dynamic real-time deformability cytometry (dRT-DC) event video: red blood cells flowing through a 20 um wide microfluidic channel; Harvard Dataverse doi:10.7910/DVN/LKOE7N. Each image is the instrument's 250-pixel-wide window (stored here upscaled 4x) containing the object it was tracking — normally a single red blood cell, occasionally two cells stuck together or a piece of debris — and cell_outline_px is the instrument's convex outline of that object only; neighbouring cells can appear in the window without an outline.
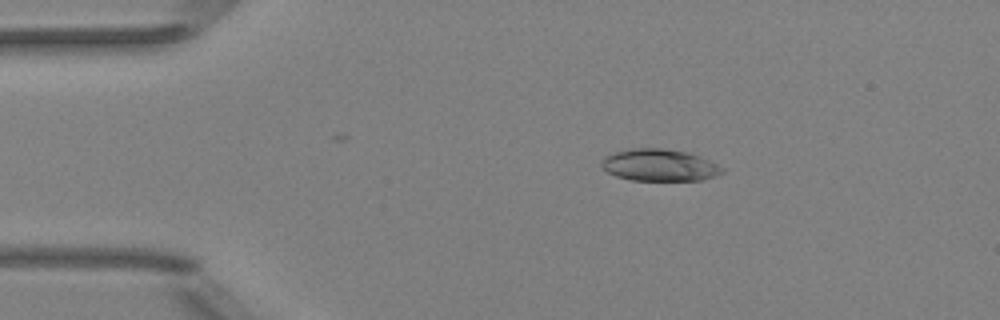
{"species": "Egyptian fruit bat (a non-hibernating species)", "species_latin": "Rousettus aegyptiacus", "temperature_condition": "room temperature", "stored_images_in_passage": 41, "camera_frame_rate_fps": 3000, "um_per_image_px": 0.085, "animal": {"sex": "female"}, "frame": {"image": 1, "passage_image": 1, "time_ms": 0.0, "image_size_px": [1000, 320], "cell_outline_px": [[724, 172], [716, 176], [700, 180], [632, 180], [616, 176], [608, 172], [600, 164], [604, 156], [612, 152], [632, 148], [664, 148], [688, 152], [700, 156], [724, 168]], "centroid_in_image_um": [56.04, 14.02], "position_along_channel_um": 29.0, "area_um2": 22.54}}
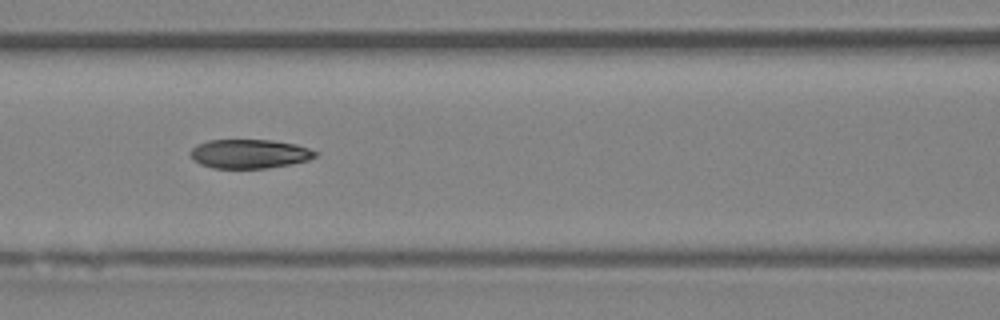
{"frame": {"image": 2, "passage_image": 14, "time_ms": 4.333, "image_size_px": [1000, 320], "cell_outline_px": [[320, 152], [316, 156], [308, 160], [292, 164], [268, 168], [212, 168], [200, 164], [192, 160], [192, 148], [196, 144], [208, 140], [272, 140], [296, 144]], "centroid_in_image_um": [21.22, 13.07], "position_along_channel_um": 145.4, "area_um2": 21.27}}
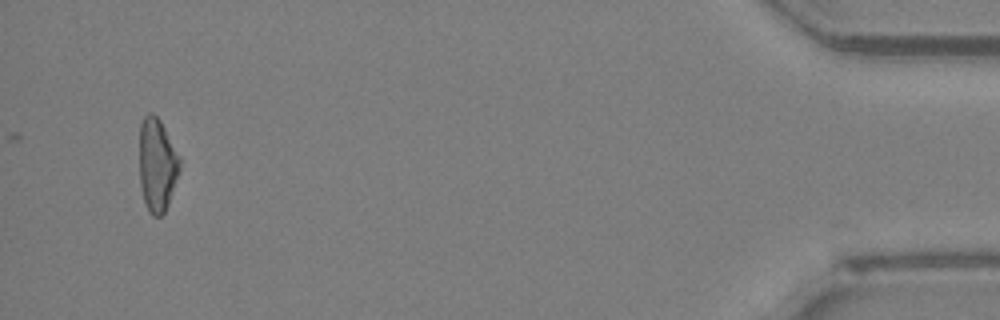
{"frame": {"image": 3, "passage_image": 41, "time_ms": 13.333, "image_size_px": [1000, 320], "cell_outline_px": [[180, 164], [168, 204], [164, 212], [160, 216], [152, 216], [148, 212], [144, 200], [140, 184], [140, 124], [144, 116], [148, 112], [152, 112], [160, 120], [180, 156]], "centroid_in_image_um": [13.34, 13.99], "position_along_channel_um": 421.9, "area_um2": 21.68}, "authors_computed_cell_mechanics": {"area_um2": 21.675, "velocity_mm_per_s": 3.9942, "shape_relaxation_time_tau1_ms": 10.0583, "shape_relaxation_time_tau2_ms": 3.6882, "deformation_change_tau1": 0.2502, "deformation_change_tau2": 0.0858}}